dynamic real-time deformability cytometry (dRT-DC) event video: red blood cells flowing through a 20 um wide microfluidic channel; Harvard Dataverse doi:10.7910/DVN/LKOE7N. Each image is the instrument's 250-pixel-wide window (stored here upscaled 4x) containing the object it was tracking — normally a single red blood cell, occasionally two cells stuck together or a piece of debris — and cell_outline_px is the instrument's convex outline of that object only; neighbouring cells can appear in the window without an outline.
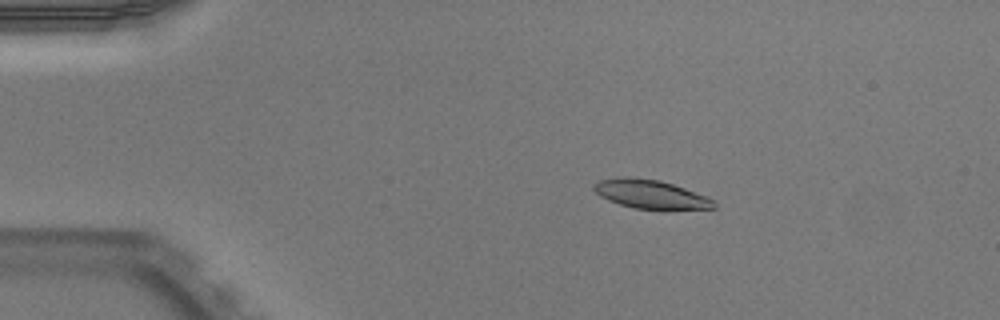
{"species": "Egyptian fruit bat (a non-hibernating species)", "species_latin": "Rousettus aegyptiacus", "temperature_condition": "warm", "stored_images_in_passage": 52, "camera_frame_rate_fps": 3000, "um_per_image_px": 0.085, "animal": {"sex": "male"}, "frame": {"image": 1, "passage_image": 10, "time_ms": 3.0, "image_size_px": [1000, 320], "cell_outline_px": [[716, 208], [632, 208], [608, 200], [600, 196], [592, 188], [600, 180], [624, 176], [632, 176], [660, 180], [708, 196], [716, 200]], "centroid_in_image_um": [55.3, 16.48], "position_along_channel_um": 29.7, "area_um2": 19.83}}
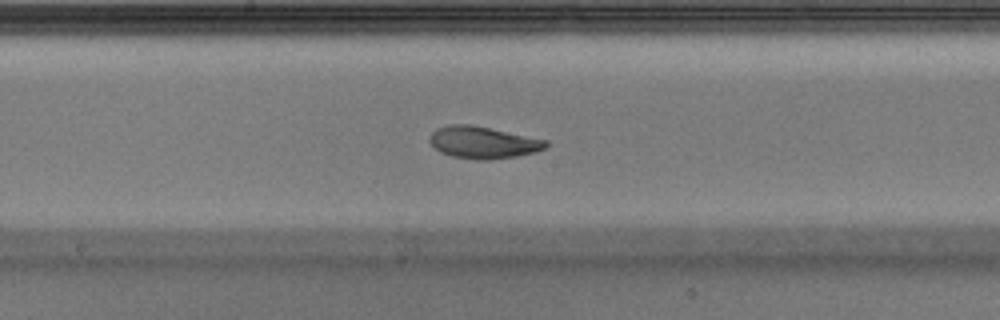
{"frame": {"image": 2, "passage_image": 28, "time_ms": 9.0, "image_size_px": [1000, 320], "cell_outline_px": [[548, 144], [544, 148], [536, 152], [516, 156], [488, 160], [480, 160], [452, 156], [440, 152], [428, 140], [432, 132], [436, 128], [448, 124], [472, 124], [548, 140]], "centroid_in_image_um": [41.05, 12.09], "position_along_channel_um": 207.2, "area_um2": 21.73}}
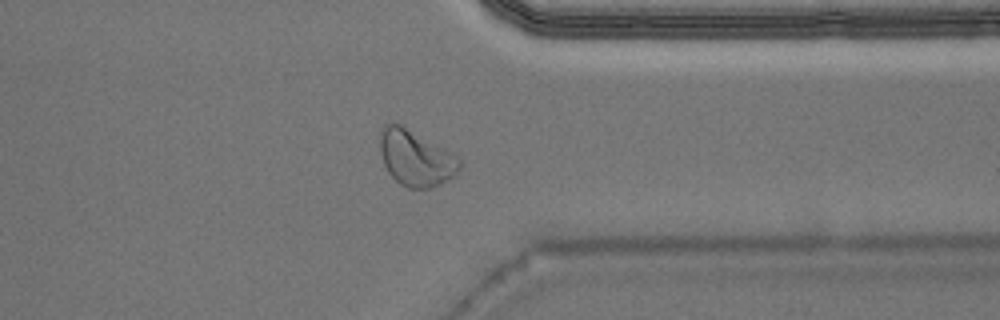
{"frame": {"image": 3, "passage_image": 41, "time_ms": 13.333, "image_size_px": [1000, 320], "cell_outline_px": [[460, 172], [456, 176], [440, 184], [428, 188], [408, 188], [400, 184], [388, 172], [384, 164], [380, 152], [380, 132], [384, 124], [392, 120], [400, 124], [444, 148], [456, 156], [460, 160]], "centroid_in_image_um": [35.32, 13.43], "position_along_channel_um": 376.1, "area_um2": 25.95}, "authors_computed_cell_mechanics": {"area_um2": 21.5883, "velocity_mm_per_s": 3.9713, "shape_relaxation_time_tau1_ms": 3.4311, "shape_relaxation_time_tau2_ms": 1.6748, "deformation_change_tau1": 0.1566, "deformation_change_tau2": 0.0708}}